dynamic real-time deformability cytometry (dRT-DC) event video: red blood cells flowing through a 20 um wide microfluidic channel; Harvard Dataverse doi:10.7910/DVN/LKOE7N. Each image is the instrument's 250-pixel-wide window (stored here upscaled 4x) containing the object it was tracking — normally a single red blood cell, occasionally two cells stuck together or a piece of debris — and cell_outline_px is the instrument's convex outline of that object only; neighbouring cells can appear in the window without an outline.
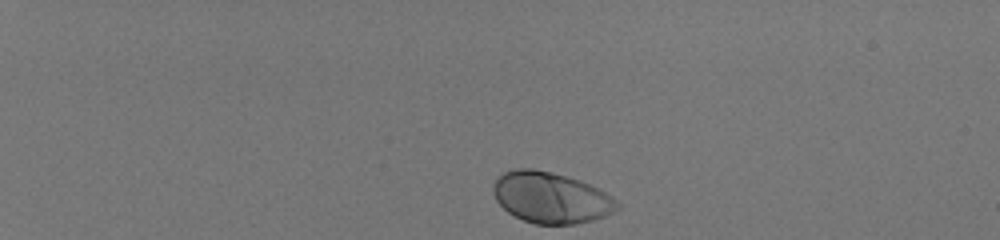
{"species": "human", "species_latin": "Homo sapiens", "temperature_condition": "room temperature", "stored_images_in_passage": 39, "camera_frame_rate_fps": 3000, "um_per_image_px": 0.085, "donor": {"sex": "male"}, "frame": {"image": 1, "passage_image": 1, "time_ms": 0.0, "image_size_px": [1000, 240], "cell_outline_px": [[620, 208], [604, 216], [592, 220], [576, 224], [536, 224], [524, 220], [508, 212], [496, 200], [492, 188], [492, 184], [504, 172], [516, 168], [532, 168], [552, 172], [580, 180], [612, 196], [620, 204]], "centroid_in_image_um": [46.82, 16.79], "position_along_channel_um": 38.2, "area_um2": 36.7}}
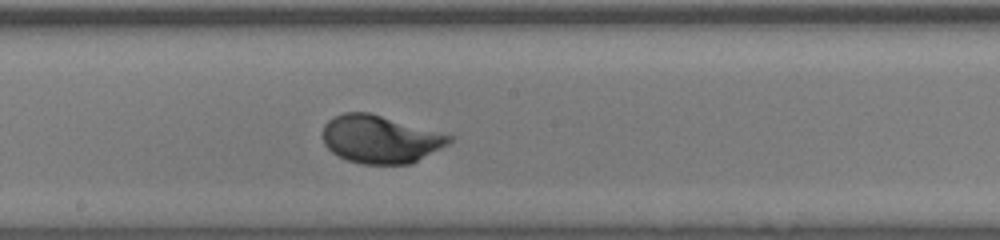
{"frame": {"image": 2, "passage_image": 23, "time_ms": 7.333, "image_size_px": [1000, 240], "cell_outline_px": [[452, 140], [448, 144], [412, 164], [364, 164], [348, 160], [332, 152], [324, 144], [320, 132], [324, 124], [328, 120], [344, 112], [368, 112], [452, 136]], "centroid_in_image_um": [32.27, 11.84], "position_along_channel_um": 215.9, "area_um2": 35.03}}
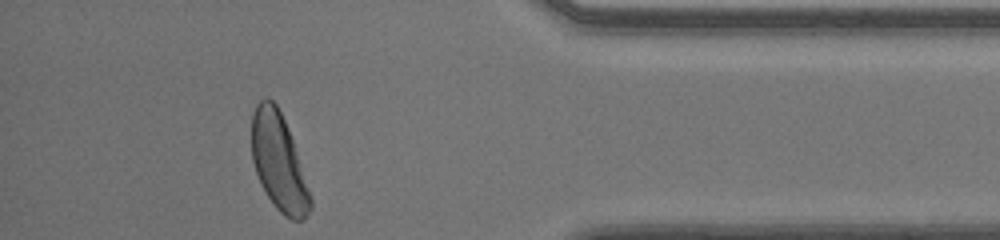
{"frame": {"image": 3, "passage_image": 39, "time_ms": 12.667, "image_size_px": [1000, 240], "cell_outline_px": [[312, 208], [304, 220], [292, 220], [284, 216], [276, 208], [260, 184], [252, 160], [252, 112], [256, 104], [260, 100], [268, 96], [276, 104], [284, 120], [292, 140], [312, 200]], "centroid_in_image_um": [23.67, 13.79], "position_along_channel_um": 411.5, "area_um2": 32.83}, "authors_computed_cell_mechanics": {"area_um2": 35.0268, "velocity_mm_per_s": 4.0095, "shape_relaxation_time_tau1_ms": 2.0445, "shape_relaxation_time_tau2_ms": null, "deformation_change_tau1": 0.1476, "deformation_change_tau2": null}}